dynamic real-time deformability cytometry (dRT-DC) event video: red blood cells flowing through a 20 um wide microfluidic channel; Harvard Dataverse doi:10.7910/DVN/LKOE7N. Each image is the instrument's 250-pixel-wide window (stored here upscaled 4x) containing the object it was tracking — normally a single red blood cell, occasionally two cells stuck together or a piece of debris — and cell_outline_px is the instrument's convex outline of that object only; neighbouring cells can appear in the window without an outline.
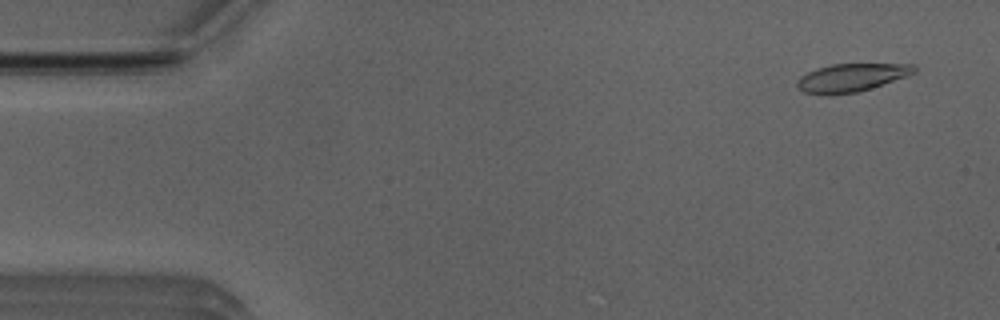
{"species": "Egyptian fruit bat (a non-hibernating species)", "species_latin": "Rousettus aegyptiacus", "temperature_condition": "room temperature", "stored_images_in_passage": 50, "camera_frame_rate_fps": 3000, "um_per_image_px": 0.085, "animal": {"sex": "male"}, "frame": {"image": 1, "passage_image": 3, "time_ms": 0.667, "image_size_px": [1000, 320], "cell_outline_px": [[916, 72], [908, 76], [856, 92], [804, 92], [796, 88], [796, 80], [800, 76], [816, 68], [832, 64], [916, 64]], "centroid_in_image_um": [72.4, 6.55], "position_along_channel_um": 12.6, "area_um2": 18.55}}
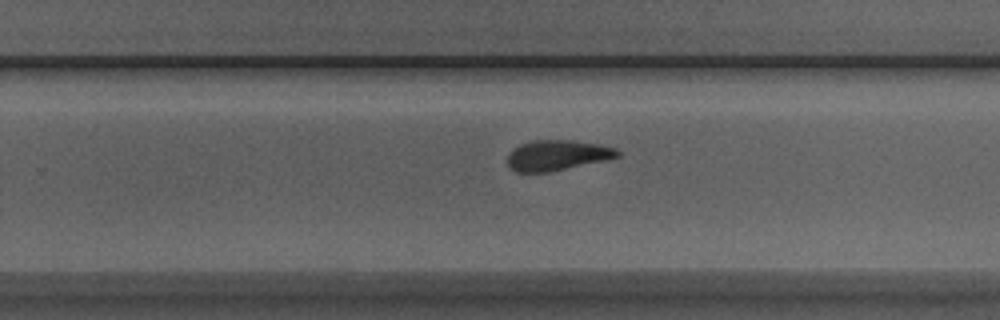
{"frame": {"image": 2, "passage_image": 32, "time_ms": 10.333, "image_size_px": [1000, 320], "cell_outline_px": [[620, 156], [604, 160], [548, 172], [516, 172], [508, 168], [508, 152], [512, 148], [520, 144], [532, 140], [572, 140], [600, 144], [616, 148], [620, 152]], "centroid_in_image_um": [47.32, 13.19], "position_along_channel_um": 282.5, "area_um2": 19.54}}
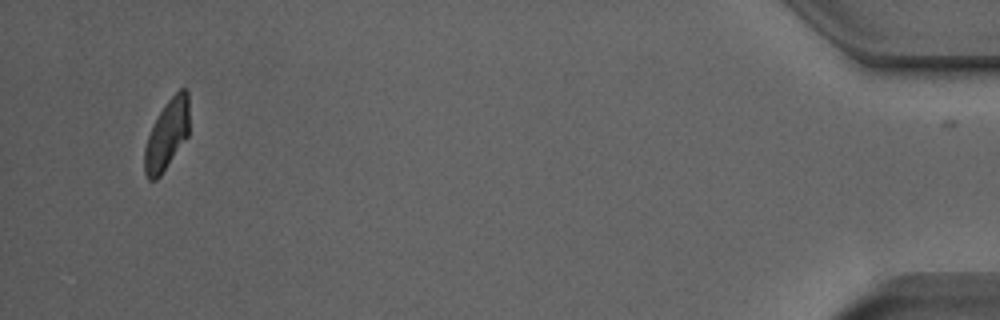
{"frame": {"image": 3, "passage_image": 49, "time_ms": 16.0, "image_size_px": [1000, 320], "cell_outline_px": [[188, 136], [160, 176], [156, 180], [148, 180], [144, 172], [144, 148], [152, 124], [168, 100], [180, 88], [188, 88]], "centroid_in_image_um": [14.17, 11.45], "position_along_channel_um": 421.0, "area_um2": 18.15}, "authors_computed_cell_mechanics": {"area_um2": 19.8254, "velocity_mm_per_s": 3.9628, "shape_relaxation_time_tau1_ms": 6.864, "shape_relaxation_time_tau2_ms": 1.5872, "deformation_change_tau1": 0.2193, "deformation_change_tau2": 0.0863}}